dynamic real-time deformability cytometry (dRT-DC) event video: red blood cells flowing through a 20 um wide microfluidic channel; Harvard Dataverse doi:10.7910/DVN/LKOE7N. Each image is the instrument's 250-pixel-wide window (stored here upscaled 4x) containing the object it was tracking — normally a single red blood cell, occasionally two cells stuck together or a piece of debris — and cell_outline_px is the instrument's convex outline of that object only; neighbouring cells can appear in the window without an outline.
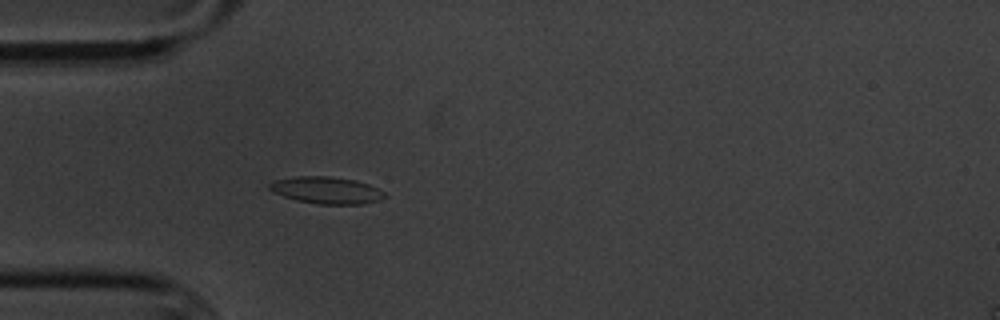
{"species": "common noctule bat (a hibernating species)", "species_latin": "Nyctalus noctula", "temperature_condition": "cold", "stored_images_in_passage": 3, "camera_frame_rate_fps": 3000, "um_per_image_px": 0.085, "animal": {"sex": "male", "body_mass_g": 20.1, "forearm_length_mm": 53.5}, "frame": {"image": 1, "passage_image": 3, "time_ms": 2.333, "image_size_px": [1000, 320], "cell_outline_px": [[388, 196], [380, 200], [364, 204], [320, 204], [296, 200], [272, 192], [268, 188], [268, 184], [276, 180], [300, 176], [328, 176], [356, 180], [368, 184], [384, 192]], "centroid_in_image_um": [27.77, 16.17], "position_along_channel_um": 57.2, "area_um2": 18.03}}